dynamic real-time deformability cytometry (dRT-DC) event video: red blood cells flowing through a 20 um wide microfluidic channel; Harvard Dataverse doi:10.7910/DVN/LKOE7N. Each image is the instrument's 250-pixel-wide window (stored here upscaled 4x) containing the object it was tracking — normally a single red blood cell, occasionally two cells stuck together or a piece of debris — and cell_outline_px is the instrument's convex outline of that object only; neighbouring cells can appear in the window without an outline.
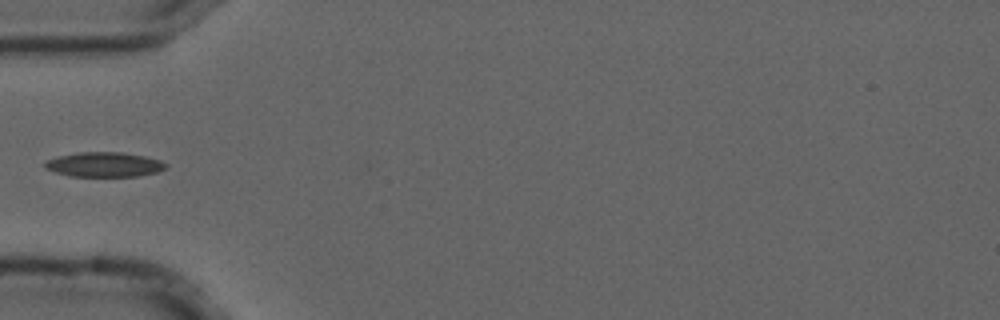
{"species": "common noctule bat (a hibernating species)", "species_latin": "Nyctalus noctula", "temperature_condition": "cold", "stored_images_in_passage": 5, "camera_frame_rate_fps": 3000, "um_per_image_px": 0.085, "animal": {"sex": "male", "forearm_length_mm": 52.5}, "frame": {"image": 1, "passage_image": 5, "time_ms": 1.333, "image_size_px": [1000, 320], "cell_outline_px": [[168, 164], [164, 168], [156, 172], [140, 176], [68, 176], [44, 168], [44, 160], [60, 156], [80, 152], [120, 152], [144, 156], [160, 160]], "centroid_in_image_um": [8.83, 13.98], "position_along_channel_um": 76.2, "area_um2": 17.34}}